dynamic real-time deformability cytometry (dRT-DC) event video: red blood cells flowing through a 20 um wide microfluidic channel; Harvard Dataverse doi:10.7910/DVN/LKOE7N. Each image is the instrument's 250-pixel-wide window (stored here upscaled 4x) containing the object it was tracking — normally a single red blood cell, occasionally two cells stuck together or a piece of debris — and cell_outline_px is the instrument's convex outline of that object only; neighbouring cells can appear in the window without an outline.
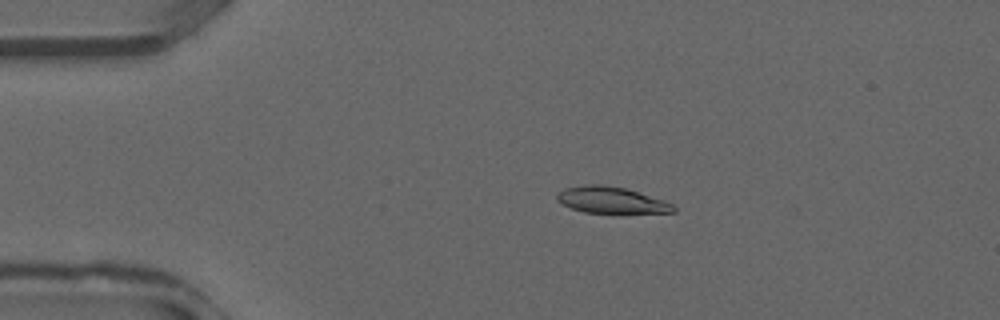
{"species": "common noctule bat (a hibernating species)", "species_latin": "Nyctalus noctula", "temperature_condition": "warm", "stored_images_in_passage": 37, "camera_frame_rate_fps": 3000, "um_per_image_px": 0.085, "animal": {"sex": "male", "forearm_length_mm": 52.5}, "frame": {"image": 1, "passage_image": 8, "time_ms": 2.333, "image_size_px": [1000, 320], "cell_outline_px": [[676, 212], [620, 216], [616, 216], [584, 212], [560, 204], [556, 200], [556, 196], [564, 188], [588, 184], [600, 184], [624, 188], [664, 200], [672, 204], [676, 208]], "centroid_in_image_um": [52.01, 17.08], "position_along_channel_um": 33.0, "area_um2": 18.96}}
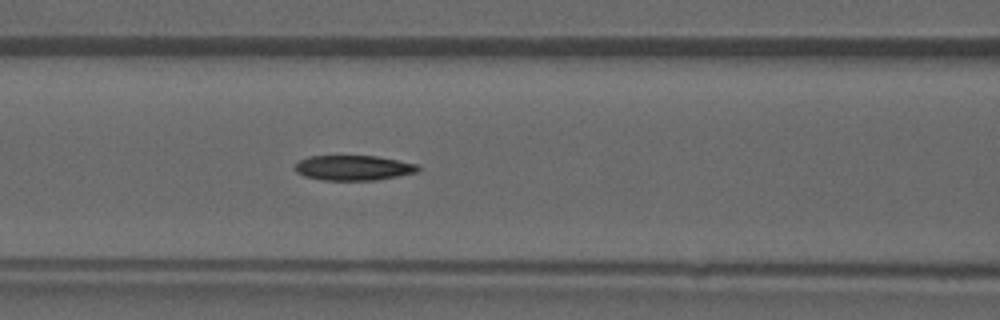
{"frame": {"image": 2, "passage_image": 16, "time_ms": 5.0, "image_size_px": [1000, 320], "cell_outline_px": [[420, 168], [416, 172], [376, 180], [324, 180], [304, 176], [296, 172], [296, 164], [300, 160], [308, 156], [376, 156], [416, 164]], "centroid_in_image_um": [30.01, 14.26], "position_along_channel_um": 136.6, "area_um2": 17.69}}
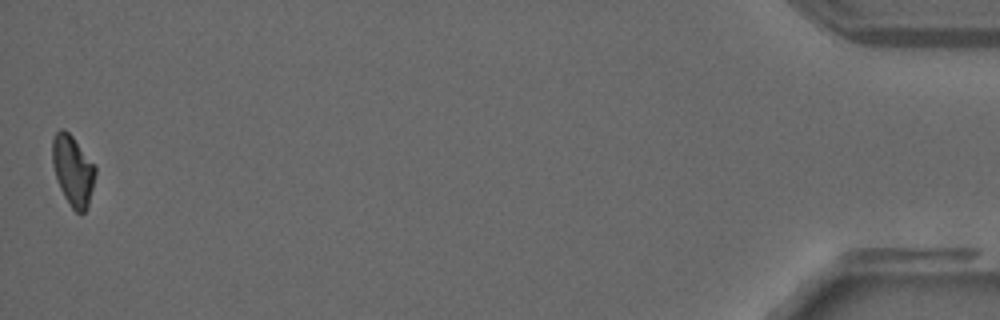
{"frame": {"image": 3, "passage_image": 37, "time_ms": 12.0, "image_size_px": [1000, 320], "cell_outline_px": [[96, 172], [88, 208], [84, 212], [76, 212], [72, 208], [64, 196], [60, 188], [52, 164], [52, 136], [60, 128], [64, 128], [72, 136], [96, 168]], "centroid_in_image_um": [6.18, 14.48], "position_along_channel_um": 429.0, "area_um2": 17.46}}